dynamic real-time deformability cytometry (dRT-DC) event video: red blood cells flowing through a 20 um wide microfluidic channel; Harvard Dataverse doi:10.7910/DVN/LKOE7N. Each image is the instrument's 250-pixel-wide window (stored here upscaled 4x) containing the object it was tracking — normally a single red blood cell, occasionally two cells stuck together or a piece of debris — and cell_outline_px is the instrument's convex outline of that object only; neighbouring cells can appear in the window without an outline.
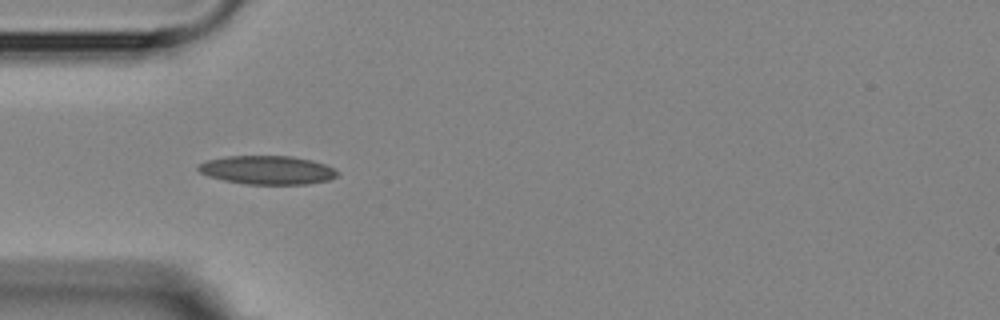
{"species": "Egyptian fruit bat (a non-hibernating species)", "species_latin": "Rousettus aegyptiacus", "temperature_condition": "room temperature", "stored_images_in_passage": 4, "camera_frame_rate_fps": 3000, "um_per_image_px": 0.085, "animal": {"sex": "female"}, "frame": {"image": 1, "passage_image": 3, "time_ms": 2.333, "image_size_px": [1000, 320], "cell_outline_px": [[340, 176], [328, 180], [308, 184], [244, 184], [224, 180], [208, 176], [200, 172], [196, 168], [196, 164], [208, 160], [228, 156], [292, 156], [312, 160], [324, 164], [340, 172]], "centroid_in_image_um": [22.73, 14.45], "position_along_channel_um": 62.3, "area_um2": 23.35}}
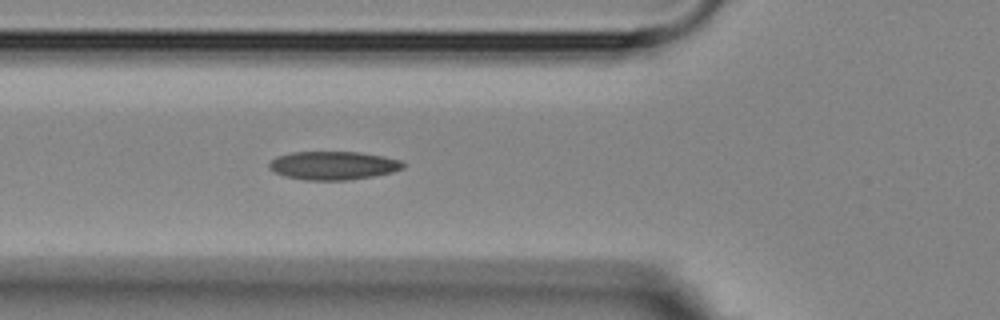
{"frame": {"image": 2, "passage_image": 4, "time_ms": 3.333, "image_size_px": [1000, 320], "cell_outline_px": [[404, 168], [392, 172], [372, 176], [348, 180], [304, 180], [284, 176], [268, 168], [268, 164], [276, 156], [292, 152], [360, 152], [400, 160], [404, 164]], "centroid_in_image_um": [28.29, 14.07], "position_along_channel_um": 97.5, "area_um2": 22.08}}